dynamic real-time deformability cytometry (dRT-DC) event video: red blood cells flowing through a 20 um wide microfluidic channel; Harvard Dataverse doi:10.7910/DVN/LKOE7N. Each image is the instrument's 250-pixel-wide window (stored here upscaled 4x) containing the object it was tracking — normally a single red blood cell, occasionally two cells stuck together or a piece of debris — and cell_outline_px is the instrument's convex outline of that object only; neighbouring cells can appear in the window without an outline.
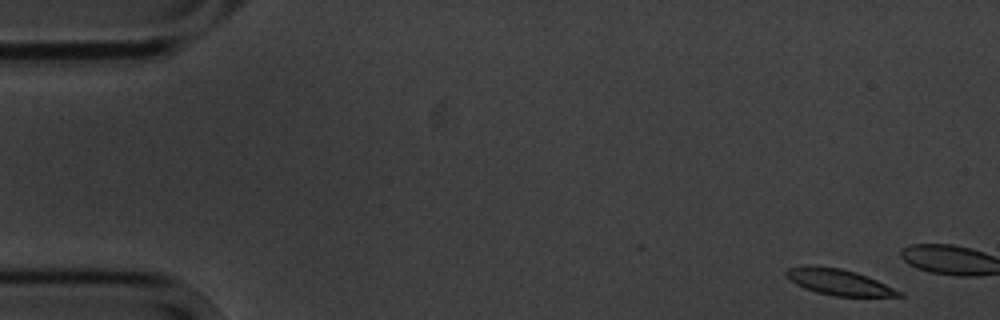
{"species": "common noctule bat (a hibernating species)", "species_latin": "Nyctalus noctula", "temperature_condition": "cold", "stored_images_in_passage": 4, "camera_frame_rate_fps": 3000, "um_per_image_px": 0.085, "animal": {"sex": "male", "body_mass_g": 20.1, "forearm_length_mm": 53.5}, "frame": {"image": 1, "passage_image": 1, "time_ms": 0.0, "image_size_px": [1000, 320], "cell_outline_px": [[904, 296], [836, 296], [816, 292], [804, 288], [788, 280], [784, 276], [784, 272], [788, 268], [808, 264], [812, 264], [840, 268], [856, 272], [868, 276], [900, 292]], "centroid_in_image_um": [71.18, 23.94], "position_along_channel_um": 13.8, "area_um2": 17.11}}